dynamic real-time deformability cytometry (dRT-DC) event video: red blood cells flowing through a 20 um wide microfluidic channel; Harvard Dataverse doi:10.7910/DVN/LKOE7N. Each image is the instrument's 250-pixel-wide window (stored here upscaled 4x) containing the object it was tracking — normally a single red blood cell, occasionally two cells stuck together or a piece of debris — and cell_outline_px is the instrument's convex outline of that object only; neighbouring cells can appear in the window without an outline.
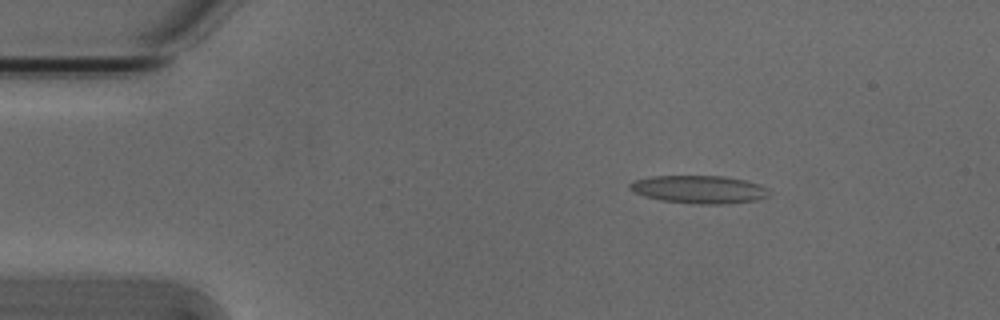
{"species": "Egyptian fruit bat (a non-hibernating species)", "species_latin": "Rousettus aegyptiacus", "temperature_condition": "cold", "stored_images_in_passage": 5, "segment_of_instrument_passage": [1, 2], "camera_frame_rate_fps": 3000, "um_per_image_px": 0.085, "animal": {"sex": "male"}, "frame": {"image": 1, "passage_image": 2, "time_ms": 0.333, "image_size_px": [1000, 320], "cell_outline_px": [[768, 196], [756, 200], [724, 204], [700, 204], [660, 200], [644, 196], [632, 192], [628, 188], [628, 184], [636, 180], [652, 176], [724, 176], [744, 180], [760, 184], [768, 188]], "centroid_in_image_um": [59.4, 16.1], "position_along_channel_um": 25.6, "area_um2": 22.66}}